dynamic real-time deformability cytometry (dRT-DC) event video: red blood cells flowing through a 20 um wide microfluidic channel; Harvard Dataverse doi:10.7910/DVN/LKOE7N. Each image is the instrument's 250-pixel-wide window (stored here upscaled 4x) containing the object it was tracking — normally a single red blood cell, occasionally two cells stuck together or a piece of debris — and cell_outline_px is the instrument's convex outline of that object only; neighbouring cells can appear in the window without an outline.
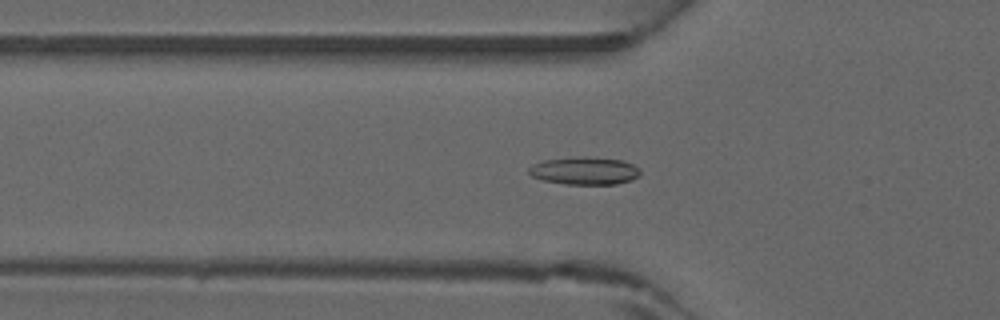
{"species": "common noctule bat (a hibernating species)", "species_latin": "Nyctalus noctula", "temperature_condition": "warm", "stored_images_in_passage": 40, "camera_frame_rate_fps": 3000, "um_per_image_px": 0.085, "animal": {"sex": "male", "forearm_length_mm": 52.5}, "frame": {"image": 1, "passage_image": 15, "time_ms": 4.667, "image_size_px": [1000, 320], "cell_outline_px": [[640, 176], [632, 180], [616, 184], [568, 184], [544, 180], [532, 176], [528, 172], [528, 168], [532, 164], [544, 160], [584, 156], [624, 160], [632, 164], [640, 172]], "centroid_in_image_um": [49.69, 14.51], "position_along_channel_um": 76.1, "area_um2": 17.92}}
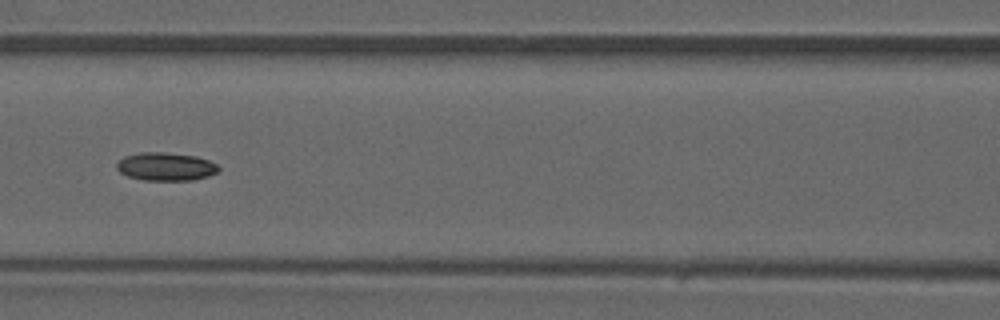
{"frame": {"image": 2, "passage_image": 20, "time_ms": 6.333, "image_size_px": [1000, 320], "cell_outline_px": [[220, 168], [216, 172], [208, 176], [192, 180], [144, 180], [128, 176], [120, 172], [116, 168], [116, 164], [124, 156], [140, 152], [164, 152], [196, 156], [208, 160], [216, 164]], "centroid_in_image_um": [14.07, 14.15], "position_along_channel_um": 152.5, "area_um2": 16.65}}
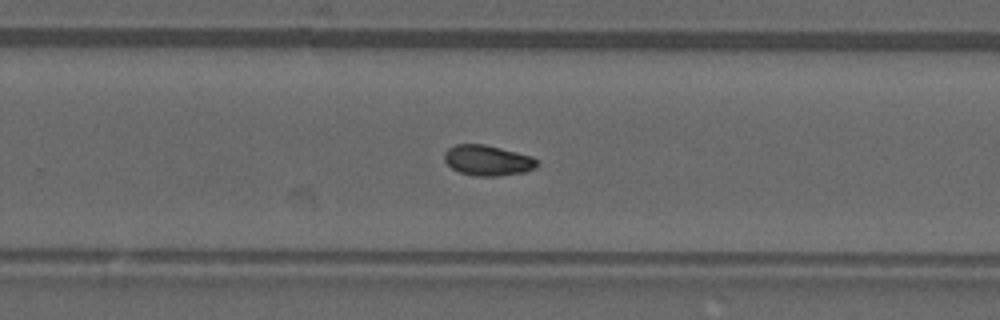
{"frame": {"image": 3, "passage_image": 29, "time_ms": 9.333, "image_size_px": [1000, 320], "cell_outline_px": [[536, 168], [524, 172], [500, 176], [476, 176], [460, 172], [452, 168], [444, 160], [444, 152], [448, 148], [456, 144], [484, 144], [532, 156], [536, 160]], "centroid_in_image_um": [41.43, 13.63], "position_along_channel_um": 288.4, "area_um2": 16.36}}